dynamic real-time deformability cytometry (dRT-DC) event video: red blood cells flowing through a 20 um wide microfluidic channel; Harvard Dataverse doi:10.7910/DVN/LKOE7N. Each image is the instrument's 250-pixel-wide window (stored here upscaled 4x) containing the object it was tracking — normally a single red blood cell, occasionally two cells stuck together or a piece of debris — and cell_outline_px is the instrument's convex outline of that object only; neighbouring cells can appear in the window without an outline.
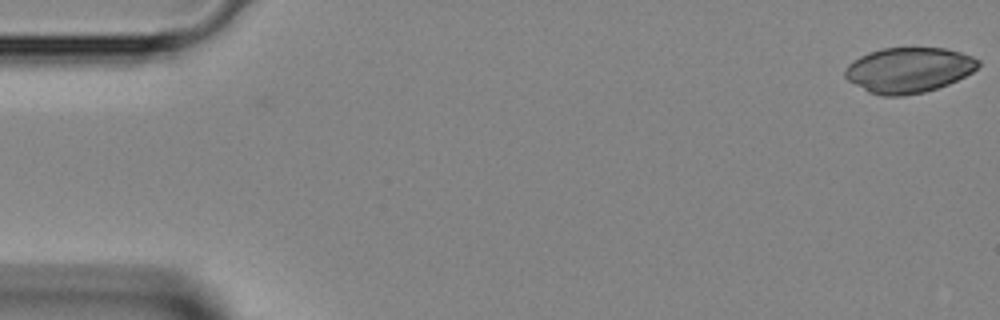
{"species": "Egyptian fruit bat (a non-hibernating species)", "species_latin": "Rousettus aegyptiacus", "temperature_condition": "room temperature", "stored_images_in_passage": 42, "camera_frame_rate_fps": 3000, "um_per_image_px": 0.085, "animal": {"sex": "female"}, "frame": {"image": 1, "passage_image": 1, "time_ms": 0.0, "image_size_px": [1000, 320], "cell_outline_px": [[980, 64], [972, 72], [948, 84], [924, 92], [900, 96], [880, 96], [868, 92], [848, 80], [844, 76], [844, 72], [848, 64], [852, 60], [868, 52], [884, 48], [944, 48], [960, 52], [972, 56], [980, 60]], "centroid_in_image_um": [77.21, 5.95], "position_along_channel_um": 7.8, "area_um2": 35.08}}
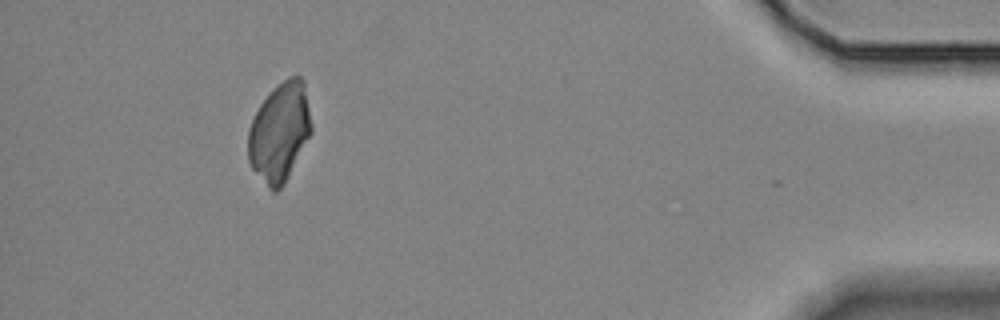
{"frame": {"image": 2, "passage_image": 41, "time_ms": 13.333, "image_size_px": [1000, 320], "cell_outline_px": [[312, 132], [284, 184], [276, 192], [272, 192], [268, 188], [252, 168], [248, 160], [248, 128], [260, 104], [272, 88], [288, 76], [300, 76], [304, 80], [312, 124]], "centroid_in_image_um": [23.77, 11.21], "position_along_channel_um": 411.4, "area_um2": 36.59}}